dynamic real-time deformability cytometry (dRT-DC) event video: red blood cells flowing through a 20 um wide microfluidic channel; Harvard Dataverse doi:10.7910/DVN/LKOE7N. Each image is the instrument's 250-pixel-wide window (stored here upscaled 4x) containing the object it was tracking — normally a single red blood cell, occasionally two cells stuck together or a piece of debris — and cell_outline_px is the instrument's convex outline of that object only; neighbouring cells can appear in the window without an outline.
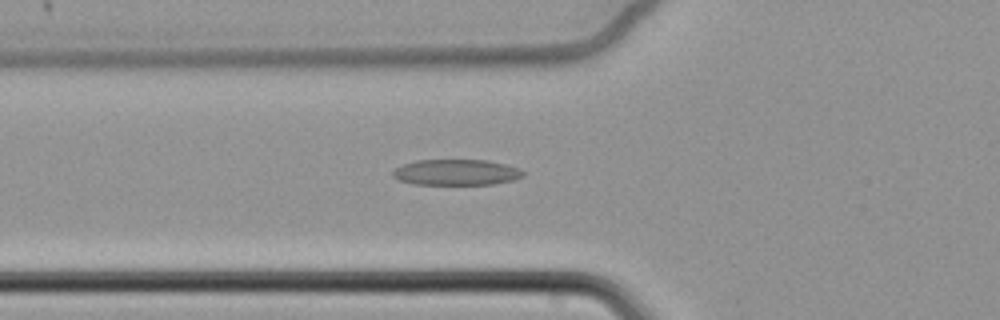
{"species": "common noctule bat (a hibernating species)", "species_latin": "Nyctalus noctula", "temperature_condition": "cold", "stored_images_in_passage": 40, "camera_frame_rate_fps": 3000, "um_per_image_px": 0.085, "animal": {"sex": "female", "body_mass_g": 22.7, "forearm_length_mm": 54.2}, "frame": {"image": 1, "passage_image": 2, "time_ms": 0.333, "image_size_px": [1000, 320], "cell_outline_px": [[524, 176], [512, 180], [492, 184], [416, 184], [400, 180], [392, 176], [392, 172], [396, 168], [404, 164], [416, 160], [488, 160], [504, 164], [516, 168], [524, 172]], "centroid_in_image_um": [38.77, 14.64], "position_along_channel_um": 87.0, "area_um2": 19.36}}
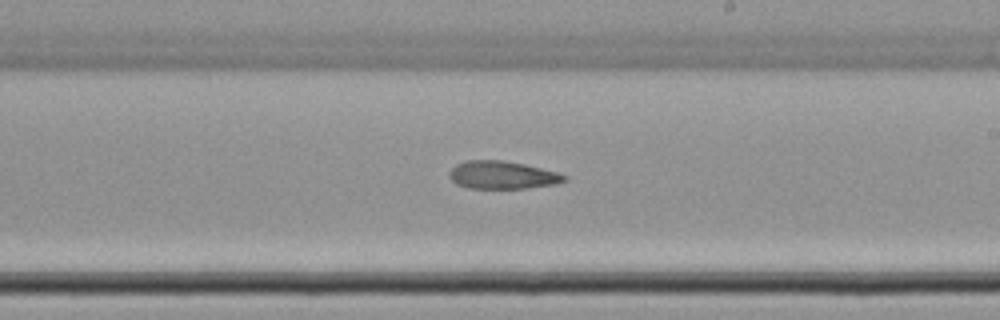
{"frame": {"image": 2, "passage_image": 16, "time_ms": 5.0, "image_size_px": [1000, 320], "cell_outline_px": [[568, 180], [556, 184], [524, 188], [468, 188], [456, 184], [448, 176], [448, 172], [456, 164], [464, 160], [504, 160], [524, 164], [560, 172], [568, 176]], "centroid_in_image_um": [42.71, 14.87], "position_along_channel_um": 246.3, "area_um2": 18.9}}
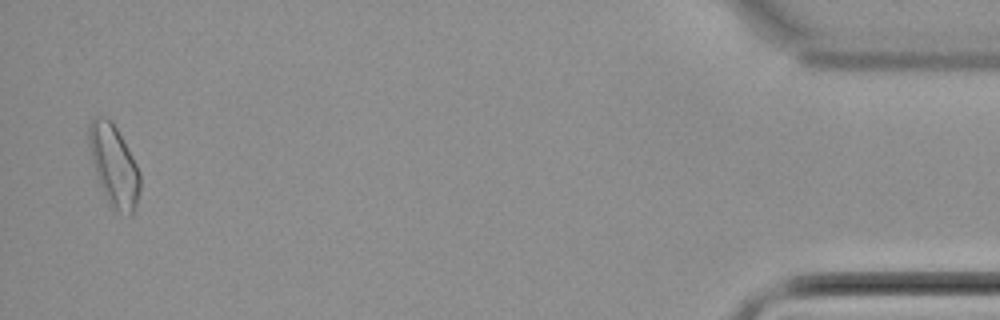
{"frame": {"image": 3, "passage_image": 39, "time_ms": 12.667, "image_size_px": [1000, 320], "cell_outline_px": [[140, 188], [136, 208], [132, 216], [128, 216], [112, 208], [108, 204], [96, 176], [92, 164], [88, 144], [88, 124], [96, 116], [100, 116], [112, 120], [132, 156], [140, 172]], "centroid_in_image_um": [9.67, 14.1], "position_along_channel_um": 425.5, "area_um2": 24.45}}